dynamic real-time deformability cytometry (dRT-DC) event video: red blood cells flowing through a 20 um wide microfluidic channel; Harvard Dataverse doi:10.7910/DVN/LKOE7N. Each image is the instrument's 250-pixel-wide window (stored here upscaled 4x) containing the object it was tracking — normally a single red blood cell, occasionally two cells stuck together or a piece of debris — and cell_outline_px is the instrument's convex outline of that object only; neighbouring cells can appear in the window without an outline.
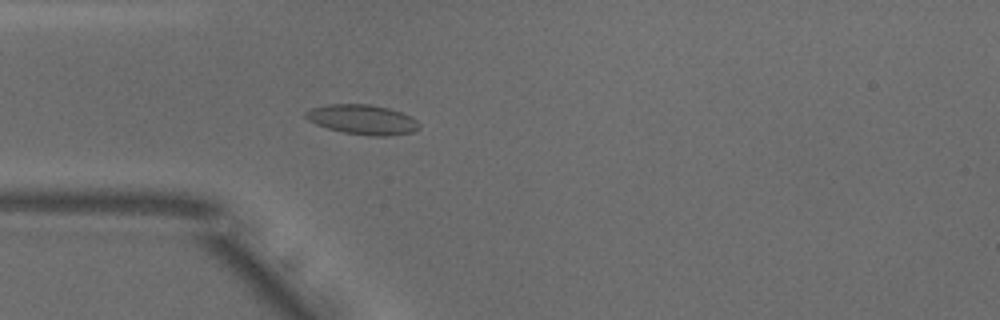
{"species": "common noctule bat (a hibernating species)", "species_latin": "Nyctalus noctula", "temperature_condition": "warm", "stored_images_in_passage": 51, "camera_frame_rate_fps": 3000, "um_per_image_px": 0.085, "animal": {"sex": "male", "body_mass_g": 18.8}, "frame": {"image": 1, "passage_image": 14, "time_ms": 4.333, "image_size_px": [1000, 320], "cell_outline_px": [[420, 128], [412, 132], [384, 136], [372, 136], [344, 132], [328, 128], [316, 124], [308, 120], [304, 116], [304, 112], [312, 108], [328, 104], [368, 104], [388, 108], [400, 112], [416, 120], [420, 124]], "centroid_in_image_um": [30.79, 10.16], "position_along_channel_um": 54.2, "area_um2": 19.48}}
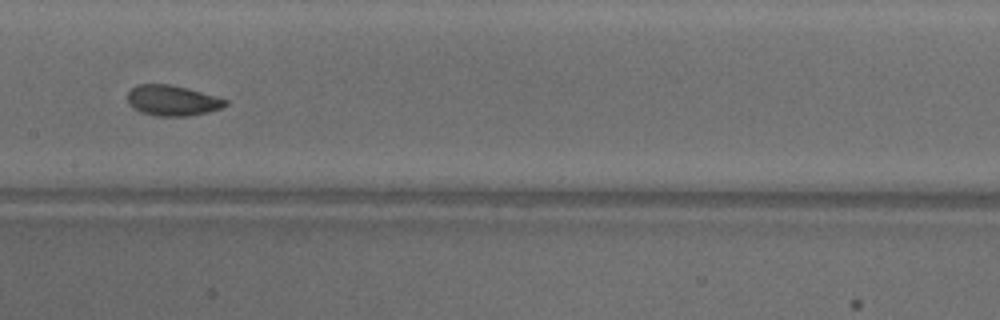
{"frame": {"image": 2, "passage_image": 25, "time_ms": 8.0, "image_size_px": [1000, 320], "cell_outline_px": [[228, 104], [220, 108], [188, 116], [160, 116], [140, 112], [132, 108], [128, 104], [128, 92], [136, 84], [168, 84], [188, 88], [228, 100]], "centroid_in_image_um": [14.61, 8.53], "position_along_channel_um": 192.8, "area_um2": 17.28}}
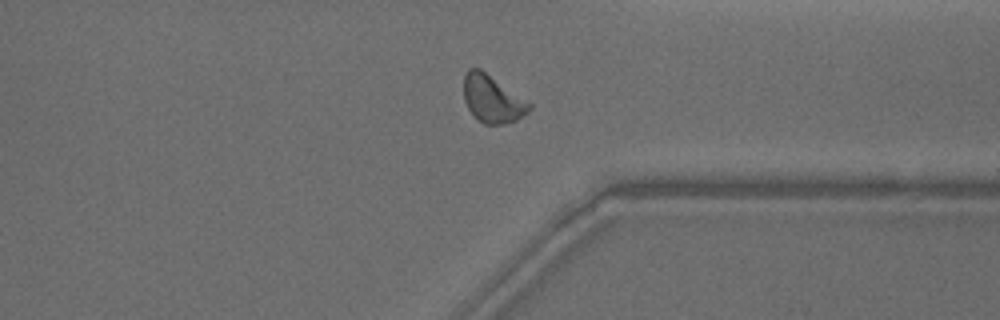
{"frame": {"image": 3, "passage_image": 39, "time_ms": 12.667, "image_size_px": [1000, 320], "cell_outline_px": [[532, 108], [528, 112], [516, 120], [500, 124], [484, 124], [468, 108], [464, 100], [464, 76], [468, 68], [480, 68], [532, 104]], "centroid_in_image_um": [41.85, 8.39], "position_along_channel_um": 369.6, "area_um2": 17.8}, "authors_computed_cell_mechanics": {"area_um2": 17.9758, "velocity_mm_per_s": 3.85, "shape_relaxation_time_tau1_ms": 4.319, "shape_relaxation_time_tau2_ms": 1.329, "deformation_change_tau1": 0.0916, "deformation_change_tau2": 0.0505}}